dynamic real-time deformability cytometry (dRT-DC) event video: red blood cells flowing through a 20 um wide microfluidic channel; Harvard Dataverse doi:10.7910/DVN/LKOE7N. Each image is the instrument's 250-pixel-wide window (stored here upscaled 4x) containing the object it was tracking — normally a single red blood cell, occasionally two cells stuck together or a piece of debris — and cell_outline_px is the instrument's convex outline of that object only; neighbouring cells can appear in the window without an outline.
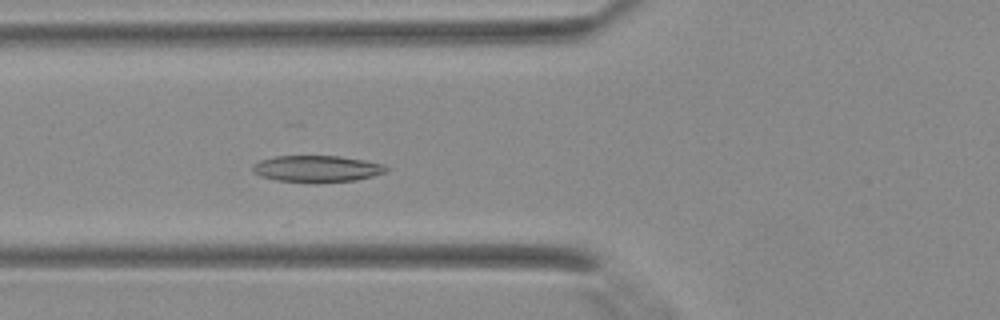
{"species": "Egyptian fruit bat (a non-hibernating species)", "species_latin": "Rousettus aegyptiacus", "temperature_condition": "warm", "stored_images_in_passage": 33, "camera_frame_rate_fps": 3000, "um_per_image_px": 0.085, "animal": {"sex": "female"}, "frame": {"image": 1, "passage_image": 12, "time_ms": 3.667, "image_size_px": [1000, 320], "cell_outline_px": [[388, 168], [384, 172], [372, 176], [356, 180], [316, 184], [312, 184], [276, 180], [260, 176], [252, 172], [252, 164], [260, 160], [276, 156], [340, 156], [364, 160], [384, 164]], "centroid_in_image_um": [26.9, 14.36], "position_along_channel_um": 98.9, "area_um2": 21.1}}
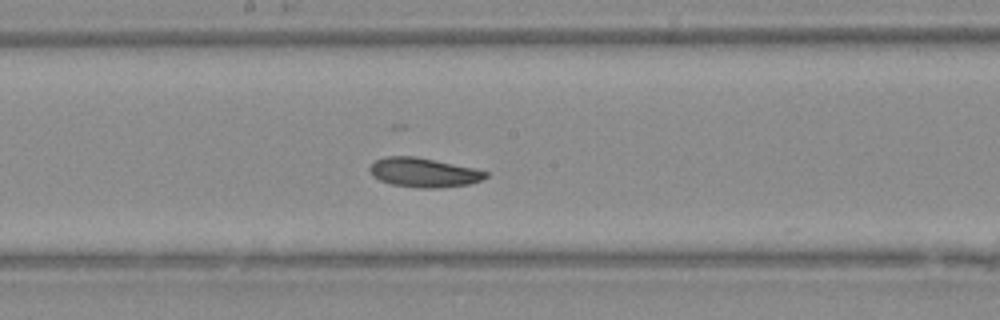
{"frame": {"image": 2, "passage_image": 19, "time_ms": 6.0, "image_size_px": [1000, 320], "cell_outline_px": [[488, 176], [480, 180], [468, 184], [440, 188], [420, 188], [392, 184], [380, 180], [372, 176], [368, 168], [376, 160], [384, 156], [416, 156], [472, 168], [488, 172]], "centroid_in_image_um": [35.98, 14.66], "position_along_channel_um": 212.2, "area_um2": 19.65}}
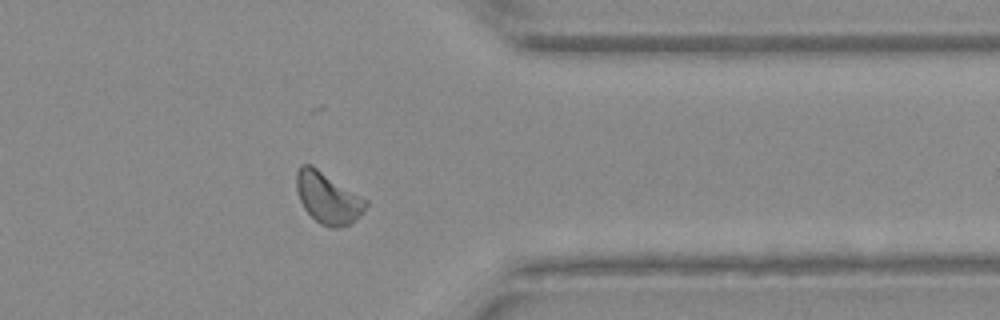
{"frame": {"image": 3, "passage_image": 30, "time_ms": 9.667, "image_size_px": [1000, 320], "cell_outline_px": [[368, 204], [348, 224], [336, 228], [332, 228], [320, 224], [304, 208], [300, 200], [296, 188], [296, 172], [300, 164], [312, 164], [368, 200]], "centroid_in_image_um": [27.82, 16.77], "position_along_channel_um": 383.6, "area_um2": 20.46}}